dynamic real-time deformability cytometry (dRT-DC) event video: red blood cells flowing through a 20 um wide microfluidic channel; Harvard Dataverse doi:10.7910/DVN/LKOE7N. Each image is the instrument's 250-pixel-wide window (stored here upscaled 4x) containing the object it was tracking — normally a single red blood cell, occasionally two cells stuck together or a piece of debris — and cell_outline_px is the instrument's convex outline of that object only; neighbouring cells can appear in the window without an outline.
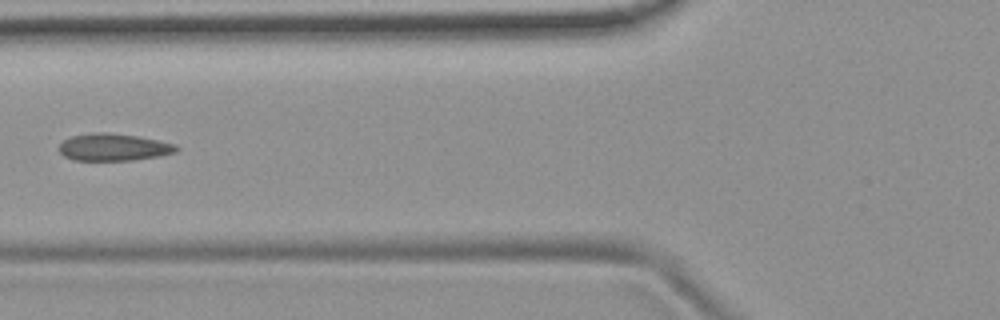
{"species": "common noctule bat (a hibernating species)", "species_latin": "Nyctalus noctula", "temperature_condition": "room temperature", "stored_images_in_passage": 7, "camera_frame_rate_fps": 3000, "um_per_image_px": 0.085, "animal": {"sex": "female", "body_mass_g": 19.9}, "frame": {"image": 1, "passage_image": 6, "time_ms": 6.0, "image_size_px": [1000, 320], "cell_outline_px": [[180, 148], [176, 152], [160, 156], [132, 160], [72, 160], [64, 156], [60, 152], [60, 144], [64, 140], [72, 136], [92, 132], [108, 132], [136, 136], [176, 144]], "centroid_in_image_um": [9.66, 12.51], "position_along_channel_um": 116.1, "area_um2": 18.55}}
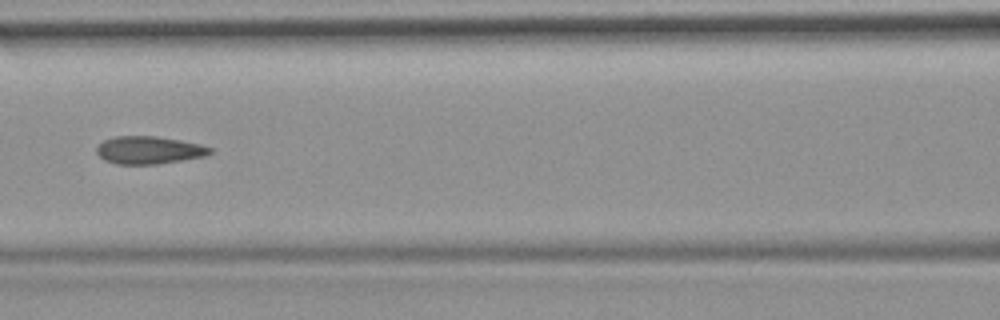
{"frame": {"image": 2, "passage_image": 7, "time_ms": 7.0, "image_size_px": [1000, 320], "cell_outline_px": [[212, 152], [208, 156], [156, 164], [116, 164], [104, 160], [96, 152], [96, 148], [104, 140], [116, 136], [156, 136], [180, 140], [200, 144], [212, 148]], "centroid_in_image_um": [12.68, 12.76], "position_along_channel_um": 153.9, "area_um2": 18.32}}